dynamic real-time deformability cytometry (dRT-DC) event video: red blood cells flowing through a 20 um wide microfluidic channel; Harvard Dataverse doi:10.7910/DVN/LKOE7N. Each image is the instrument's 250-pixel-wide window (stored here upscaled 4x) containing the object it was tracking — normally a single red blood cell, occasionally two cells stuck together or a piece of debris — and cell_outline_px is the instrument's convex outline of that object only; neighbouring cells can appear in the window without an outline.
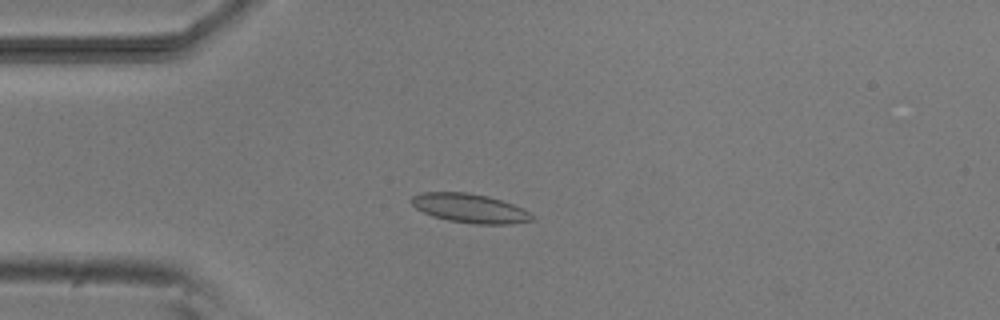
{"species": "common noctule bat (a hibernating species)", "species_latin": "Nyctalus noctula", "temperature_condition": "room temperature", "stored_images_in_passage": 5, "camera_frame_rate_fps": 3000, "um_per_image_px": 0.085, "animal": {"sex": "male", "body_mass_g": 20.5, "forearm_length_mm": 52.5}, "frame": {"image": 1, "passage_image": 4, "time_ms": 3.333, "image_size_px": [1000, 320], "cell_outline_px": [[536, 220], [508, 224], [472, 224], [448, 220], [432, 216], [416, 208], [408, 200], [412, 196], [424, 192], [468, 192], [488, 196], [524, 208], [536, 216]], "centroid_in_image_um": [39.97, 17.7], "position_along_channel_um": 45.0, "area_um2": 20.63}}
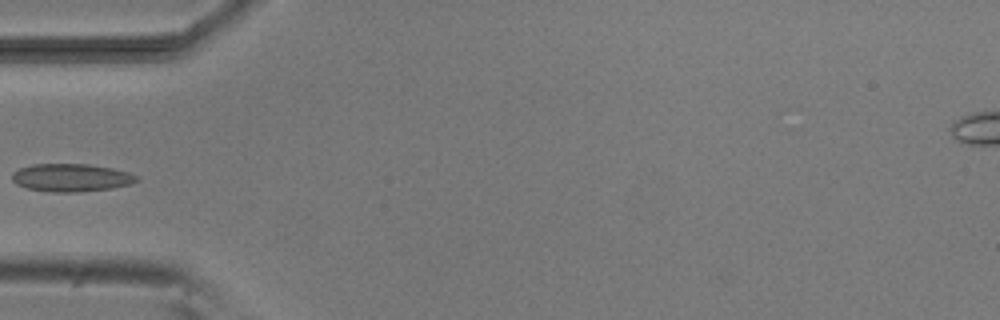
{"frame": {"image": 2, "passage_image": 5, "time_ms": 4.667, "image_size_px": [1000, 320], "cell_outline_px": [[140, 180], [132, 184], [112, 188], [80, 192], [52, 192], [28, 188], [16, 184], [12, 180], [12, 172], [20, 168], [32, 164], [88, 164], [112, 168], [128, 172], [140, 176]], "centroid_in_image_um": [6.09, 15.1], "position_along_channel_um": 78.9, "area_um2": 20.4}}